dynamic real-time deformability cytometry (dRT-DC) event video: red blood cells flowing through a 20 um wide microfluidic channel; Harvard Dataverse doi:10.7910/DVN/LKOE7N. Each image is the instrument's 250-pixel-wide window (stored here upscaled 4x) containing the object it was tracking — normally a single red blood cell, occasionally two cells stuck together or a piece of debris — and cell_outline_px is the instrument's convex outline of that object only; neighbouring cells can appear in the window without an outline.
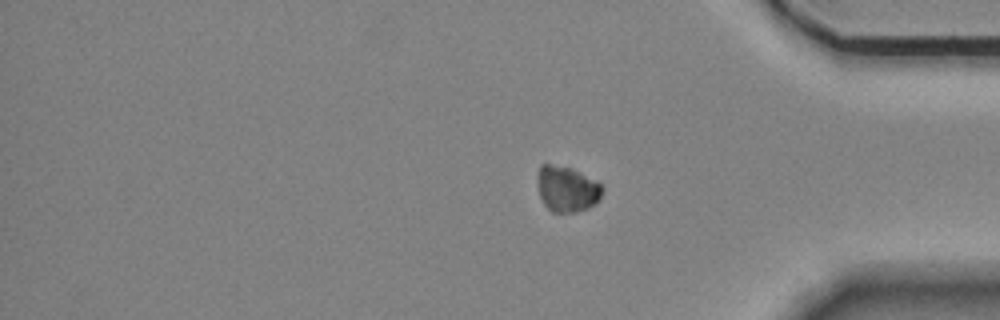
{"species": "Egyptian fruit bat (a non-hibernating species)", "species_latin": "Rousettus aegyptiacus", "temperature_condition": "room temperature", "stored_images_in_passage": 42, "segment_of_instrument_passage": [2, 2], "camera_frame_rate_fps": 3000, "um_per_image_px": 0.085, "animal": {"sex": "female"}, "frame": {"image": 1, "passage_image": 42, "time_ms": 13.667, "image_size_px": [1000, 320], "cell_outline_px": [[604, 192], [596, 204], [588, 208], [576, 212], [552, 212], [544, 204], [540, 196], [540, 164], [548, 164], [572, 168], [596, 180], [604, 188]], "centroid_in_image_um": [48.27, 16.08], "position_along_channel_um": 386.9, "area_um2": 17.05}}